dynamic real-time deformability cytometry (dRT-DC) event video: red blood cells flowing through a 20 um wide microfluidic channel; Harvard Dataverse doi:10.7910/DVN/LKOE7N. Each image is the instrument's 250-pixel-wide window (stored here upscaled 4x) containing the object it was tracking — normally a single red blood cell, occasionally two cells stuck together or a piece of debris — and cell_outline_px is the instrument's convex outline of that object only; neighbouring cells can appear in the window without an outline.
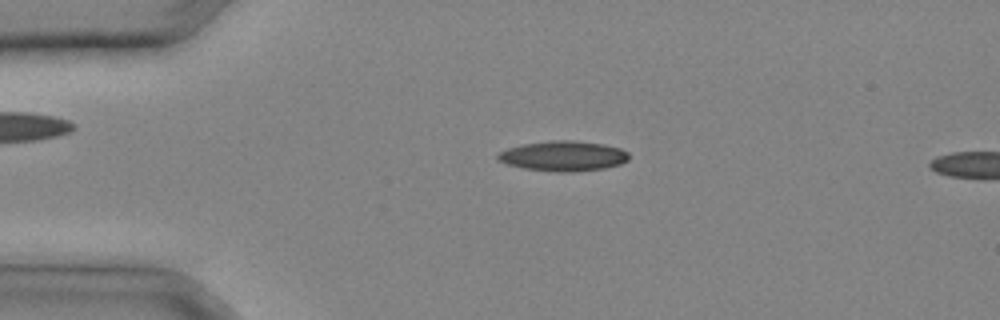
{"species": "common noctule bat (a hibernating species)", "species_latin": "Nyctalus noctula", "temperature_condition": "cold", "stored_images_in_passage": 6, "camera_frame_rate_fps": 3000, "um_per_image_px": 0.085, "animal": {"sex": "male", "body_mass_g": 20.4}, "frame": {"image": 1, "passage_image": 3, "time_ms": 0.667, "image_size_px": [1000, 320], "cell_outline_px": [[628, 160], [620, 164], [604, 168], [572, 172], [556, 172], [524, 168], [508, 164], [496, 160], [496, 152], [508, 148], [524, 144], [552, 140], [572, 140], [604, 144], [620, 148], [628, 152]], "centroid_in_image_um": [47.85, 13.26], "position_along_channel_um": 37.1, "area_um2": 23.06}}